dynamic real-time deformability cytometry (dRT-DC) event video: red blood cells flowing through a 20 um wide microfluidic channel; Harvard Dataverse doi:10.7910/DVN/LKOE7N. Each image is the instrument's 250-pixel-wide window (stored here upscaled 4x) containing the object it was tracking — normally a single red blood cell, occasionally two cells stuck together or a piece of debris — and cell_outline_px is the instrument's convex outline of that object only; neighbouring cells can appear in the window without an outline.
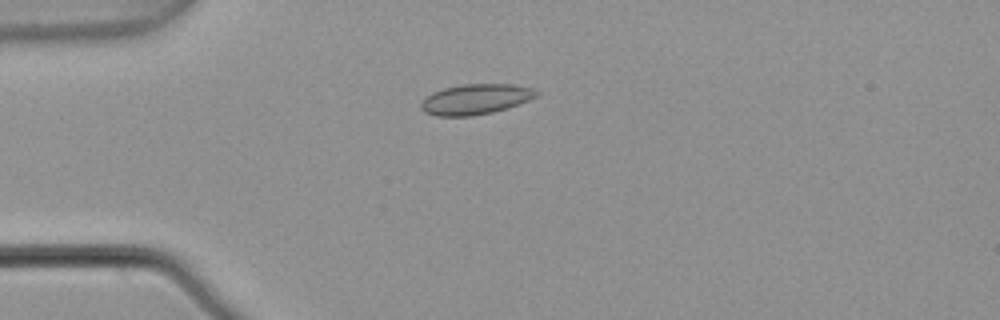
{"species": "common noctule bat (a hibernating species)", "species_latin": "Nyctalus noctula", "temperature_condition": "warm", "stored_images_in_passage": 6, "camera_frame_rate_fps": 3000, "um_per_image_px": 0.085, "animal": {"sex": "male", "body_mass_g": 21.5, "forearm_length_mm": 52.0}, "frame": {"image": 1, "passage_image": 6, "time_ms": 1.667, "image_size_px": [1000, 320], "cell_outline_px": [[540, 92], [536, 96], [520, 104], [508, 108], [492, 112], [472, 116], [436, 116], [424, 112], [420, 108], [420, 104], [432, 92], [444, 88], [464, 84], [516, 84], [536, 88]], "centroid_in_image_um": [40.47, 8.43], "position_along_channel_um": 44.5, "area_um2": 20.58}}